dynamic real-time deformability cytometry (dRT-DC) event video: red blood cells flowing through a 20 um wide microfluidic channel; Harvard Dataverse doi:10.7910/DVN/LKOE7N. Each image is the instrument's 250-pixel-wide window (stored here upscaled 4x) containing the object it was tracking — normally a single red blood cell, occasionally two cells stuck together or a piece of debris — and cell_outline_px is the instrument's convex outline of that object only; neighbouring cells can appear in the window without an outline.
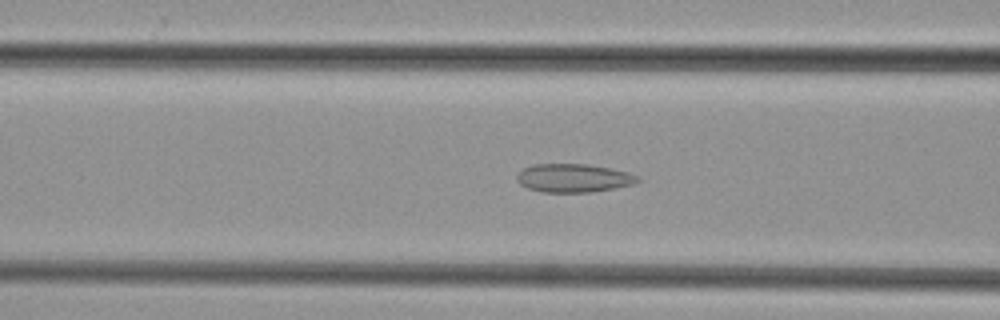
{"species": "common noctule bat (a hibernating species)", "species_latin": "Nyctalus noctula", "temperature_condition": "cold", "stored_images_in_passage": 33, "camera_frame_rate_fps": 3000, "um_per_image_px": 0.085, "animal": {"sex": "female", "body_mass_g": 29.2, "forearm_length_mm": 56.3}, "frame": {"image": 1, "passage_image": 5, "time_ms": 1.333, "image_size_px": [1000, 320], "cell_outline_px": [[640, 180], [632, 184], [592, 192], [544, 192], [528, 188], [520, 184], [516, 180], [516, 176], [524, 168], [532, 164], [588, 164], [628, 172], [636, 176]], "centroid_in_image_um": [48.7, 15.13], "position_along_channel_um": 117.9, "area_um2": 19.77}}
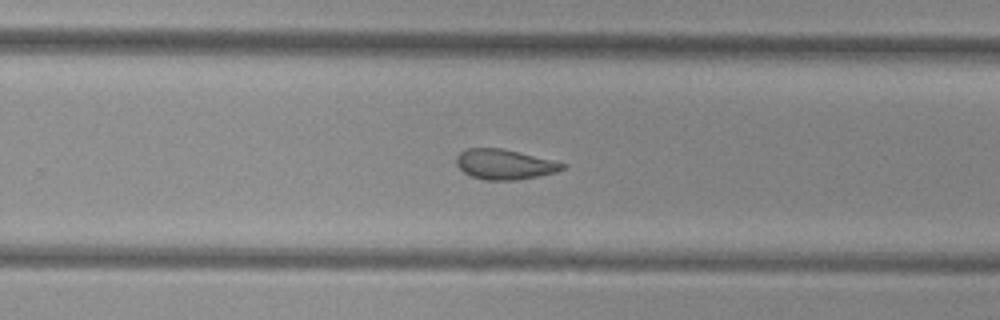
{"frame": {"image": 2, "passage_image": 17, "time_ms": 5.333, "image_size_px": [1000, 320], "cell_outline_px": [[568, 164], [564, 168], [556, 172], [516, 180], [484, 180], [472, 176], [464, 172], [456, 164], [456, 156], [464, 148], [504, 148]], "centroid_in_image_um": [42.87, 13.96], "position_along_channel_um": 286.9, "area_um2": 18.61}}
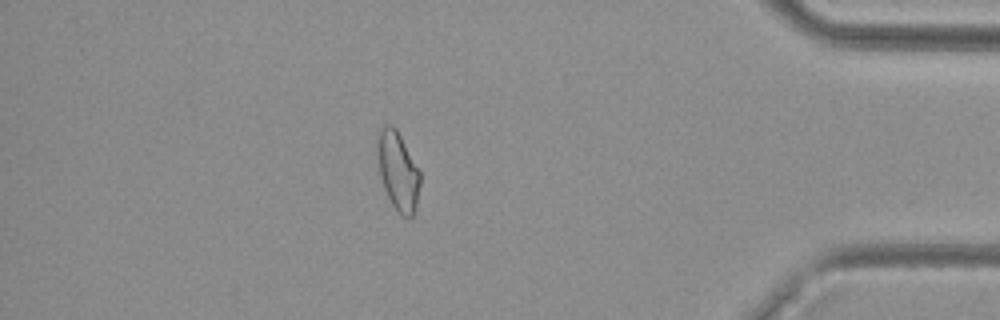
{"frame": {"image": 3, "passage_image": 28, "time_ms": 9.0, "image_size_px": [1000, 320], "cell_outline_px": [[420, 184], [416, 208], [412, 216], [408, 220], [400, 216], [396, 212], [384, 188], [380, 176], [376, 156], [376, 136], [380, 128], [384, 124], [392, 124], [396, 128], [420, 172]], "centroid_in_image_um": [33.79, 14.54], "position_along_channel_um": 401.4, "area_um2": 20.0}}